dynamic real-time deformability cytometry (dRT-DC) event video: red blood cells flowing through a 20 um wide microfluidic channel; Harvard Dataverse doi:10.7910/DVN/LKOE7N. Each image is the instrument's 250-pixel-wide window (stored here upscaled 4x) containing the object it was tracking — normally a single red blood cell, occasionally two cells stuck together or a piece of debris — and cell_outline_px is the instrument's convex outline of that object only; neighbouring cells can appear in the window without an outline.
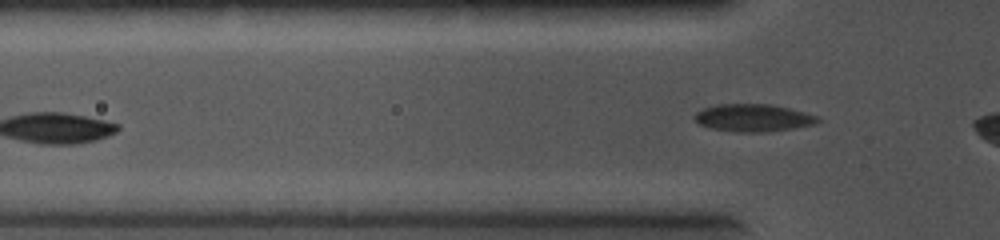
{"species": "common noctule bat (a hibernating species)", "species_latin": "Nyctalus noctula", "temperature_condition": "cold", "stored_images_in_passage": 5, "camera_frame_rate_fps": 5000, "um_per_image_px": 0.085, "animal": {"sex": "female", "body_mass_g": 19.0, "forearm_length_mm": 56.7}, "frame": {"image": 1, "passage_image": 5, "time_ms": 0.8, "image_size_px": [1000, 240], "cell_outline_px": [[820, 120], [816, 124], [792, 128], [760, 132], [740, 132], [708, 128], [700, 124], [692, 116], [696, 112], [704, 108], [716, 104], [772, 104], [820, 116]], "centroid_in_image_um": [64.01, 10.01], "position_along_channel_um": 61.8, "area_um2": 19.71}}